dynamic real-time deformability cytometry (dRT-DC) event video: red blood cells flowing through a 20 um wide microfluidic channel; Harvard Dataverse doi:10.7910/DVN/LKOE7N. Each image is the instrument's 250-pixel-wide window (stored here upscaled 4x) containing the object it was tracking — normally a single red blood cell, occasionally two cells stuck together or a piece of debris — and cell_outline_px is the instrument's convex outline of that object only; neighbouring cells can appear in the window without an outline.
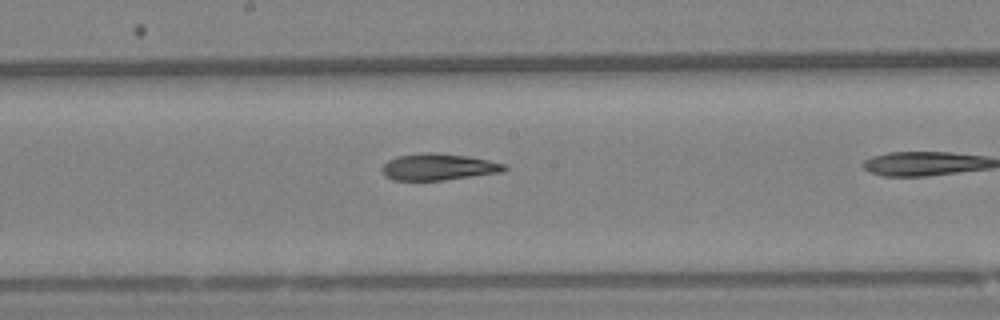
{"species": "Egyptian fruit bat (a non-hibernating species)", "species_latin": "Rousettus aegyptiacus", "temperature_condition": "warm", "stored_images_in_passage": 26, "camera_frame_rate_fps": 3000, "um_per_image_px": 0.085, "animal": {"sex": "female"}, "frame": {"image": 1, "passage_image": 22, "time_ms": 7.0, "image_size_px": [1000, 320], "cell_outline_px": [[508, 168], [504, 172], [444, 180], [392, 180], [384, 176], [380, 168], [388, 160], [396, 156], [424, 152], [432, 152], [468, 156], [508, 164]], "centroid_in_image_um": [37.27, 14.19], "position_along_channel_um": 210.9, "area_um2": 19.25}}